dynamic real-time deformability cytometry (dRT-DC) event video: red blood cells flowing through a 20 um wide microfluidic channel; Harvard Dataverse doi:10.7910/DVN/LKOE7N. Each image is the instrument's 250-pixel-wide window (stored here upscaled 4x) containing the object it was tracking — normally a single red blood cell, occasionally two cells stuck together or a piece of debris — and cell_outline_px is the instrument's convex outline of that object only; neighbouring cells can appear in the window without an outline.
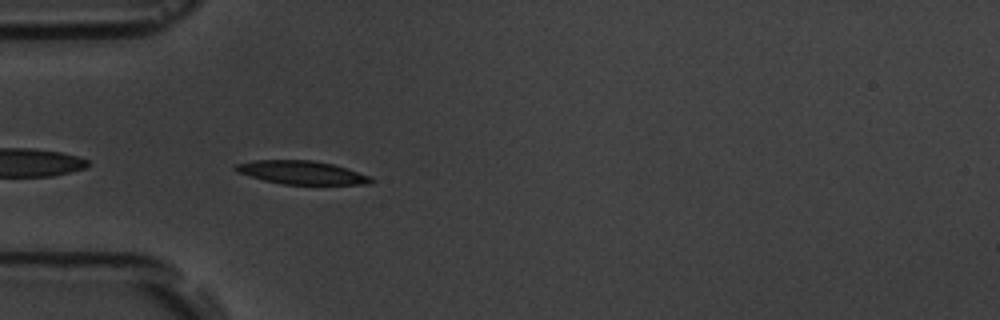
{"species": "common noctule bat (a hibernating species)", "species_latin": "Nyctalus noctula", "temperature_condition": "room temperature", "stored_images_in_passage": 4, "camera_frame_rate_fps": 3000, "um_per_image_px": 0.085, "animal": {"sex": "male", "body_mass_g": 19.5, "forearm_length_mm": 54.6}, "frame": {"image": 1, "passage_image": 4, "time_ms": 4.667, "image_size_px": [1000, 320], "cell_outline_px": [[376, 180], [368, 184], [284, 184], [264, 180], [236, 172], [232, 168], [236, 164], [252, 160], [312, 160], [332, 164], [372, 176]], "centroid_in_image_um": [25.63, 14.66], "position_along_channel_um": 59.4, "area_um2": 18.44}}